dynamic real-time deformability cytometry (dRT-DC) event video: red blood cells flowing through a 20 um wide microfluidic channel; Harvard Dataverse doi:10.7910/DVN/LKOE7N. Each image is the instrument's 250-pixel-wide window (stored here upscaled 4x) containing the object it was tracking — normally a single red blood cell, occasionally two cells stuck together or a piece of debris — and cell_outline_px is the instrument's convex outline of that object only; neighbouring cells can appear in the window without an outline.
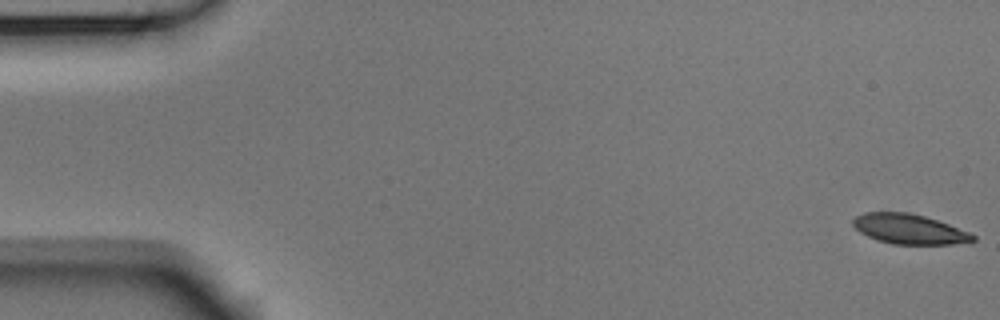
{"species": "Egyptian fruit bat (a non-hibernating species)", "species_latin": "Rousettus aegyptiacus", "temperature_condition": "room temperature", "stored_images_in_passage": 55, "camera_frame_rate_fps": 3000, "um_per_image_px": 0.085, "animal": {"sex": "male"}, "frame": {"image": 1, "passage_image": 1, "time_ms": 0.0, "image_size_px": [1000, 320], "cell_outline_px": [[976, 240], [952, 244], [892, 244], [876, 240], [860, 232], [852, 224], [852, 220], [856, 216], [864, 212], [908, 212], [924, 216], [948, 224], [968, 232], [976, 236]], "centroid_in_image_um": [77.25, 19.47], "position_along_channel_um": 7.8, "area_um2": 20.75}}
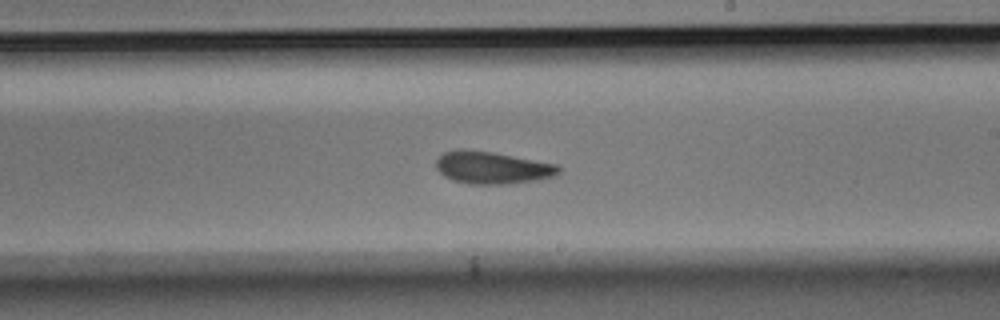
{"frame": {"image": 2, "passage_image": 32, "time_ms": 10.333, "image_size_px": [1000, 320], "cell_outline_px": [[560, 172], [556, 176], [540, 180], [504, 184], [468, 184], [452, 180], [444, 176], [436, 168], [436, 160], [444, 152], [492, 152], [560, 164]], "centroid_in_image_um": [41.94, 14.3], "position_along_channel_um": 247.1, "area_um2": 22.72}}
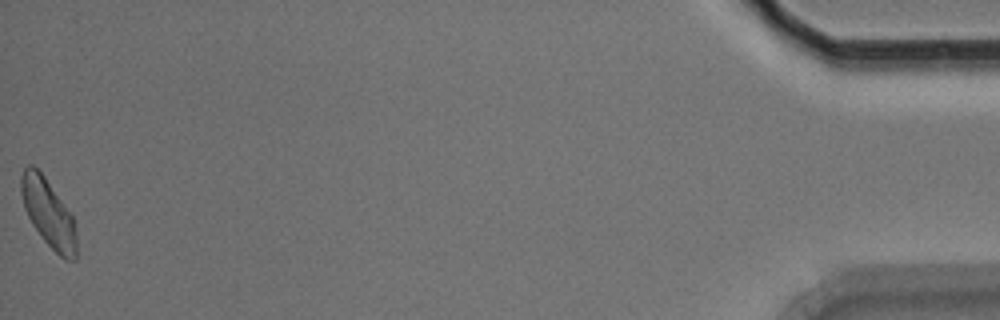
{"frame": {"image": 3, "passage_image": 55, "time_ms": 18.0, "image_size_px": [1000, 320], "cell_outline_px": [[76, 260], [64, 260], [44, 240], [32, 224], [24, 208], [20, 192], [20, 176], [24, 168], [28, 164], [32, 164], [44, 176], [72, 216], [76, 232]], "centroid_in_image_um": [4.08, 18.11], "position_along_channel_um": 431.1, "area_um2": 21.68}, "authors_computed_cell_mechanics": {"area_um2": 22.253, "velocity_mm_per_s": 3.6754, "shape_relaxation_time_tau1_ms": 4.2895, "shape_relaxation_time_tau2_ms": 4.7725, "deformation_change_tau1": 0.1069, "deformation_change_tau2": 0.1163}}